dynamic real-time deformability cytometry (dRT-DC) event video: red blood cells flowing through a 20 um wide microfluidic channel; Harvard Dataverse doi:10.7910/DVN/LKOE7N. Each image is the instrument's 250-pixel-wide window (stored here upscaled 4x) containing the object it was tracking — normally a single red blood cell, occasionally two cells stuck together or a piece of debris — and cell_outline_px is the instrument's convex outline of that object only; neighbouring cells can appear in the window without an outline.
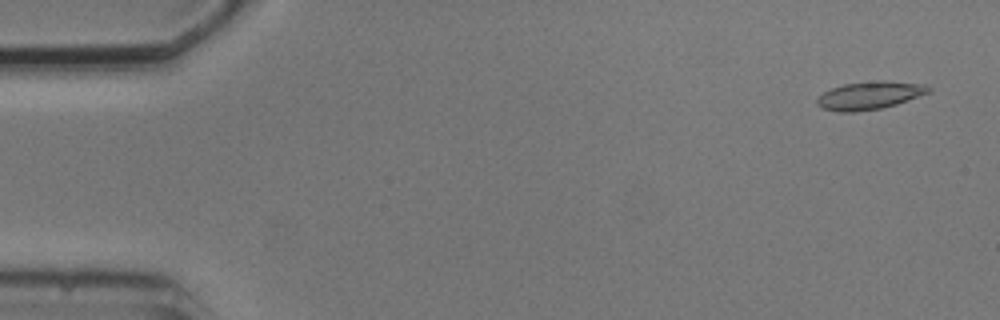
{"species": "common noctule bat (a hibernating species)", "species_latin": "Nyctalus noctula", "temperature_condition": "cold", "stored_images_in_passage": 6, "camera_frame_rate_fps": 3000, "um_per_image_px": 0.085, "animal": {"sex": "male", "body_mass_g": 20.5, "forearm_length_mm": 52.5}, "frame": {"image": 1, "passage_image": 1, "time_ms": 0.0, "image_size_px": [1000, 320], "cell_outline_px": [[932, 92], [896, 104], [880, 108], [852, 112], [840, 112], [824, 108], [816, 104], [816, 100], [824, 92], [832, 88], [844, 84], [880, 80], [924, 84], [932, 88]], "centroid_in_image_um": [73.96, 8.1], "position_along_channel_um": 11.0, "area_um2": 17.98}}
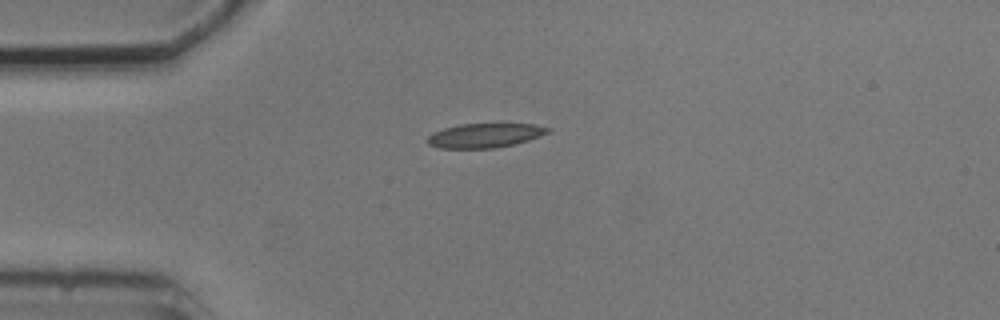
{"frame": {"image": 2, "passage_image": 4, "time_ms": 3.667, "image_size_px": [1000, 320], "cell_outline_px": [[552, 128], [548, 132], [540, 136], [528, 140], [496, 148], [440, 148], [428, 144], [424, 140], [432, 132], [444, 128], [460, 124], [536, 124]], "centroid_in_image_um": [41.18, 11.51], "position_along_channel_um": 43.8, "area_um2": 17.05}}
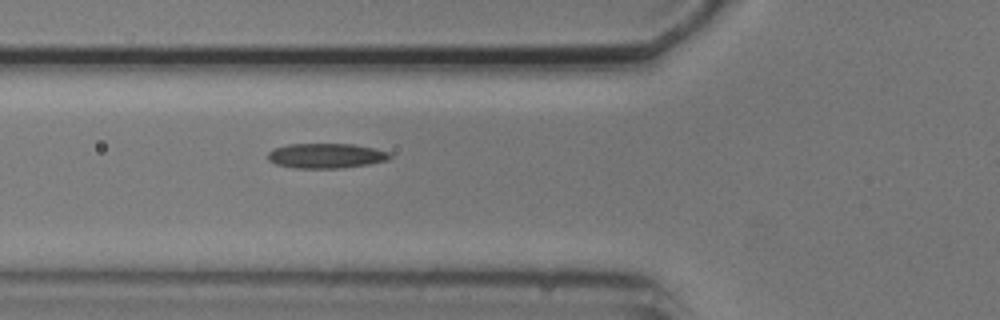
{"frame": {"image": 3, "passage_image": 6, "time_ms": 5.667, "image_size_px": [1000, 320], "cell_outline_px": [[392, 156], [388, 160], [368, 164], [340, 168], [296, 168], [276, 164], [268, 160], [268, 152], [272, 148], [288, 144], [356, 144], [376, 148], [392, 152]], "centroid_in_image_um": [27.74, 13.23], "position_along_channel_um": 98.1, "area_um2": 17.92}}